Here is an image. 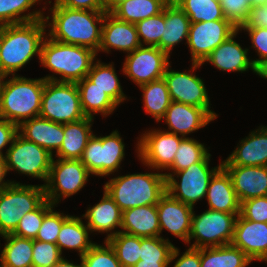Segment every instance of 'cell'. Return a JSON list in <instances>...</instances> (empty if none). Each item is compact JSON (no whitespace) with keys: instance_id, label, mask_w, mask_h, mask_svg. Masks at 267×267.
<instances>
[{"instance_id":"obj_1","label":"cell","mask_w":267,"mask_h":267,"mask_svg":"<svg viewBox=\"0 0 267 267\" xmlns=\"http://www.w3.org/2000/svg\"><path fill=\"white\" fill-rule=\"evenodd\" d=\"M50 11L51 18L44 16L46 27L50 28L48 37L99 52L106 11L71 9L56 4Z\"/></svg>"},{"instance_id":"obj_2","label":"cell","mask_w":267,"mask_h":267,"mask_svg":"<svg viewBox=\"0 0 267 267\" xmlns=\"http://www.w3.org/2000/svg\"><path fill=\"white\" fill-rule=\"evenodd\" d=\"M46 31L44 19L2 26L0 73L3 77L15 76L34 55L39 56L40 60Z\"/></svg>"},{"instance_id":"obj_3","label":"cell","mask_w":267,"mask_h":267,"mask_svg":"<svg viewBox=\"0 0 267 267\" xmlns=\"http://www.w3.org/2000/svg\"><path fill=\"white\" fill-rule=\"evenodd\" d=\"M98 54L86 47L66 44L46 36L40 54V63L53 74L46 75L45 80L58 82H78L87 77Z\"/></svg>"},{"instance_id":"obj_4","label":"cell","mask_w":267,"mask_h":267,"mask_svg":"<svg viewBox=\"0 0 267 267\" xmlns=\"http://www.w3.org/2000/svg\"><path fill=\"white\" fill-rule=\"evenodd\" d=\"M0 86V117L19 126L40 115L45 79H28L15 75Z\"/></svg>"},{"instance_id":"obj_5","label":"cell","mask_w":267,"mask_h":267,"mask_svg":"<svg viewBox=\"0 0 267 267\" xmlns=\"http://www.w3.org/2000/svg\"><path fill=\"white\" fill-rule=\"evenodd\" d=\"M104 190L123 212L139 206L155 205L166 193L164 173H134L111 178Z\"/></svg>"},{"instance_id":"obj_6","label":"cell","mask_w":267,"mask_h":267,"mask_svg":"<svg viewBox=\"0 0 267 267\" xmlns=\"http://www.w3.org/2000/svg\"><path fill=\"white\" fill-rule=\"evenodd\" d=\"M45 199L43 185L11 183L0 189V236L12 234L21 218Z\"/></svg>"},{"instance_id":"obj_7","label":"cell","mask_w":267,"mask_h":267,"mask_svg":"<svg viewBox=\"0 0 267 267\" xmlns=\"http://www.w3.org/2000/svg\"><path fill=\"white\" fill-rule=\"evenodd\" d=\"M39 116L61 124L86 118L76 83L45 80Z\"/></svg>"},{"instance_id":"obj_8","label":"cell","mask_w":267,"mask_h":267,"mask_svg":"<svg viewBox=\"0 0 267 267\" xmlns=\"http://www.w3.org/2000/svg\"><path fill=\"white\" fill-rule=\"evenodd\" d=\"M211 154L201 162L173 173H164L166 192L174 199L194 208V204L206 197L208 185L213 175L222 167V163L209 168ZM176 175V176H175ZM180 177V182L176 178Z\"/></svg>"},{"instance_id":"obj_9","label":"cell","mask_w":267,"mask_h":267,"mask_svg":"<svg viewBox=\"0 0 267 267\" xmlns=\"http://www.w3.org/2000/svg\"><path fill=\"white\" fill-rule=\"evenodd\" d=\"M238 215L209 209L200 215L193 212L188 243L190 245L193 238L195 241L190 247L199 249L231 244Z\"/></svg>"},{"instance_id":"obj_10","label":"cell","mask_w":267,"mask_h":267,"mask_svg":"<svg viewBox=\"0 0 267 267\" xmlns=\"http://www.w3.org/2000/svg\"><path fill=\"white\" fill-rule=\"evenodd\" d=\"M90 174L81 160L53 158L47 181L42 184L45 198L56 205L60 198L73 196L85 186Z\"/></svg>"},{"instance_id":"obj_11","label":"cell","mask_w":267,"mask_h":267,"mask_svg":"<svg viewBox=\"0 0 267 267\" xmlns=\"http://www.w3.org/2000/svg\"><path fill=\"white\" fill-rule=\"evenodd\" d=\"M122 140L117 130L107 136L93 134L90 137L80 160L91 175L103 177L118 172L125 156V144Z\"/></svg>"},{"instance_id":"obj_12","label":"cell","mask_w":267,"mask_h":267,"mask_svg":"<svg viewBox=\"0 0 267 267\" xmlns=\"http://www.w3.org/2000/svg\"><path fill=\"white\" fill-rule=\"evenodd\" d=\"M7 173L11 170L47 181L53 155L46 149L16 134L5 153Z\"/></svg>"},{"instance_id":"obj_13","label":"cell","mask_w":267,"mask_h":267,"mask_svg":"<svg viewBox=\"0 0 267 267\" xmlns=\"http://www.w3.org/2000/svg\"><path fill=\"white\" fill-rule=\"evenodd\" d=\"M154 129L143 133L137 142V156L150 169L167 170L174 161L181 140L180 135L167 130Z\"/></svg>"},{"instance_id":"obj_14","label":"cell","mask_w":267,"mask_h":267,"mask_svg":"<svg viewBox=\"0 0 267 267\" xmlns=\"http://www.w3.org/2000/svg\"><path fill=\"white\" fill-rule=\"evenodd\" d=\"M200 66L202 64L192 63V71L179 72L172 70L169 64L163 78L167 83L171 101L206 108L209 112H213V116L217 118L218 115L210 109V100L204 80L200 79L195 73L193 74Z\"/></svg>"},{"instance_id":"obj_15","label":"cell","mask_w":267,"mask_h":267,"mask_svg":"<svg viewBox=\"0 0 267 267\" xmlns=\"http://www.w3.org/2000/svg\"><path fill=\"white\" fill-rule=\"evenodd\" d=\"M238 29L229 20L191 23L187 45L192 63L202 64L210 53Z\"/></svg>"},{"instance_id":"obj_16","label":"cell","mask_w":267,"mask_h":267,"mask_svg":"<svg viewBox=\"0 0 267 267\" xmlns=\"http://www.w3.org/2000/svg\"><path fill=\"white\" fill-rule=\"evenodd\" d=\"M169 56L158 47L140 46L127 54L123 73L138 86L163 78Z\"/></svg>"},{"instance_id":"obj_17","label":"cell","mask_w":267,"mask_h":267,"mask_svg":"<svg viewBox=\"0 0 267 267\" xmlns=\"http://www.w3.org/2000/svg\"><path fill=\"white\" fill-rule=\"evenodd\" d=\"M160 234L166 229L188 244L194 208L172 198L167 192L157 203Z\"/></svg>"},{"instance_id":"obj_18","label":"cell","mask_w":267,"mask_h":267,"mask_svg":"<svg viewBox=\"0 0 267 267\" xmlns=\"http://www.w3.org/2000/svg\"><path fill=\"white\" fill-rule=\"evenodd\" d=\"M165 124L168 125V132L186 138L187 134L207 126L216 118L213 112L206 108H199L193 105L171 101L165 115Z\"/></svg>"},{"instance_id":"obj_19","label":"cell","mask_w":267,"mask_h":267,"mask_svg":"<svg viewBox=\"0 0 267 267\" xmlns=\"http://www.w3.org/2000/svg\"><path fill=\"white\" fill-rule=\"evenodd\" d=\"M140 46L142 45L135 24L119 20L111 13H105L99 51L109 53L112 48L128 54Z\"/></svg>"},{"instance_id":"obj_20","label":"cell","mask_w":267,"mask_h":267,"mask_svg":"<svg viewBox=\"0 0 267 267\" xmlns=\"http://www.w3.org/2000/svg\"><path fill=\"white\" fill-rule=\"evenodd\" d=\"M231 245L240 248L252 261L267 253V223L237 216Z\"/></svg>"},{"instance_id":"obj_21","label":"cell","mask_w":267,"mask_h":267,"mask_svg":"<svg viewBox=\"0 0 267 267\" xmlns=\"http://www.w3.org/2000/svg\"><path fill=\"white\" fill-rule=\"evenodd\" d=\"M230 175L241 202L267 196V166H222Z\"/></svg>"},{"instance_id":"obj_22","label":"cell","mask_w":267,"mask_h":267,"mask_svg":"<svg viewBox=\"0 0 267 267\" xmlns=\"http://www.w3.org/2000/svg\"><path fill=\"white\" fill-rule=\"evenodd\" d=\"M222 166H267V126L249 133Z\"/></svg>"},{"instance_id":"obj_23","label":"cell","mask_w":267,"mask_h":267,"mask_svg":"<svg viewBox=\"0 0 267 267\" xmlns=\"http://www.w3.org/2000/svg\"><path fill=\"white\" fill-rule=\"evenodd\" d=\"M239 30L232 34L227 40L215 48L210 55L203 61L209 62L217 69L228 72H245L251 69L256 73V67L248 57L247 48H242L234 38Z\"/></svg>"},{"instance_id":"obj_24","label":"cell","mask_w":267,"mask_h":267,"mask_svg":"<svg viewBox=\"0 0 267 267\" xmlns=\"http://www.w3.org/2000/svg\"><path fill=\"white\" fill-rule=\"evenodd\" d=\"M18 133L25 139L46 149L52 155L54 149L55 152L60 149L64 140L63 124L40 116L22 122L18 126Z\"/></svg>"},{"instance_id":"obj_25","label":"cell","mask_w":267,"mask_h":267,"mask_svg":"<svg viewBox=\"0 0 267 267\" xmlns=\"http://www.w3.org/2000/svg\"><path fill=\"white\" fill-rule=\"evenodd\" d=\"M103 192L104 194L100 202L93 205V207H89L82 217L88 220L86 225L89 227L91 233L95 231L108 233L105 239L106 241L119 232L114 229L116 227L121 228L122 211L109 194L105 190Z\"/></svg>"},{"instance_id":"obj_26","label":"cell","mask_w":267,"mask_h":267,"mask_svg":"<svg viewBox=\"0 0 267 267\" xmlns=\"http://www.w3.org/2000/svg\"><path fill=\"white\" fill-rule=\"evenodd\" d=\"M209 210L240 214V201L227 171L221 167L210 179L206 197Z\"/></svg>"},{"instance_id":"obj_27","label":"cell","mask_w":267,"mask_h":267,"mask_svg":"<svg viewBox=\"0 0 267 267\" xmlns=\"http://www.w3.org/2000/svg\"><path fill=\"white\" fill-rule=\"evenodd\" d=\"M120 232L138 237H160L157 204L130 208L122 212Z\"/></svg>"},{"instance_id":"obj_28","label":"cell","mask_w":267,"mask_h":267,"mask_svg":"<svg viewBox=\"0 0 267 267\" xmlns=\"http://www.w3.org/2000/svg\"><path fill=\"white\" fill-rule=\"evenodd\" d=\"M190 25V19L185 12L176 2L170 0L165 6V28L157 47L169 56L178 43L184 39L187 43Z\"/></svg>"},{"instance_id":"obj_29","label":"cell","mask_w":267,"mask_h":267,"mask_svg":"<svg viewBox=\"0 0 267 267\" xmlns=\"http://www.w3.org/2000/svg\"><path fill=\"white\" fill-rule=\"evenodd\" d=\"M94 118L86 117L76 122L63 124L64 140L55 156L60 159L80 160L93 135L91 130Z\"/></svg>"},{"instance_id":"obj_30","label":"cell","mask_w":267,"mask_h":267,"mask_svg":"<svg viewBox=\"0 0 267 267\" xmlns=\"http://www.w3.org/2000/svg\"><path fill=\"white\" fill-rule=\"evenodd\" d=\"M80 94L81 107L86 117L94 118L101 113L103 117L113 113L119 106L108 94L96 87L87 77L76 82Z\"/></svg>"},{"instance_id":"obj_31","label":"cell","mask_w":267,"mask_h":267,"mask_svg":"<svg viewBox=\"0 0 267 267\" xmlns=\"http://www.w3.org/2000/svg\"><path fill=\"white\" fill-rule=\"evenodd\" d=\"M89 227L81 217L69 216L63 223L56 244L61 253L62 249L77 250L83 256L95 243L89 239Z\"/></svg>"},{"instance_id":"obj_32","label":"cell","mask_w":267,"mask_h":267,"mask_svg":"<svg viewBox=\"0 0 267 267\" xmlns=\"http://www.w3.org/2000/svg\"><path fill=\"white\" fill-rule=\"evenodd\" d=\"M251 262L240 248L231 244L200 248L201 267H247Z\"/></svg>"},{"instance_id":"obj_33","label":"cell","mask_w":267,"mask_h":267,"mask_svg":"<svg viewBox=\"0 0 267 267\" xmlns=\"http://www.w3.org/2000/svg\"><path fill=\"white\" fill-rule=\"evenodd\" d=\"M1 237L6 243L0 254V267H32L33 239L14 234Z\"/></svg>"},{"instance_id":"obj_34","label":"cell","mask_w":267,"mask_h":267,"mask_svg":"<svg viewBox=\"0 0 267 267\" xmlns=\"http://www.w3.org/2000/svg\"><path fill=\"white\" fill-rule=\"evenodd\" d=\"M170 0H127L119 4L111 14L117 19L136 24L163 12Z\"/></svg>"},{"instance_id":"obj_35","label":"cell","mask_w":267,"mask_h":267,"mask_svg":"<svg viewBox=\"0 0 267 267\" xmlns=\"http://www.w3.org/2000/svg\"><path fill=\"white\" fill-rule=\"evenodd\" d=\"M139 88L143 92V106L146 113L153 116L157 122H160L171 103L165 79L160 78L151 81L139 86Z\"/></svg>"},{"instance_id":"obj_36","label":"cell","mask_w":267,"mask_h":267,"mask_svg":"<svg viewBox=\"0 0 267 267\" xmlns=\"http://www.w3.org/2000/svg\"><path fill=\"white\" fill-rule=\"evenodd\" d=\"M96 62V63H95ZM87 78L92 81L97 88L108 94L118 105L126 100V95L123 93L120 80L113 65L94 61Z\"/></svg>"},{"instance_id":"obj_37","label":"cell","mask_w":267,"mask_h":267,"mask_svg":"<svg viewBox=\"0 0 267 267\" xmlns=\"http://www.w3.org/2000/svg\"><path fill=\"white\" fill-rule=\"evenodd\" d=\"M39 1L41 0H0V26L44 19L43 10L22 15Z\"/></svg>"},{"instance_id":"obj_38","label":"cell","mask_w":267,"mask_h":267,"mask_svg":"<svg viewBox=\"0 0 267 267\" xmlns=\"http://www.w3.org/2000/svg\"><path fill=\"white\" fill-rule=\"evenodd\" d=\"M189 17L191 23L228 20L219 0H173Z\"/></svg>"},{"instance_id":"obj_39","label":"cell","mask_w":267,"mask_h":267,"mask_svg":"<svg viewBox=\"0 0 267 267\" xmlns=\"http://www.w3.org/2000/svg\"><path fill=\"white\" fill-rule=\"evenodd\" d=\"M106 241L114 249L122 267H132L140 260V237L120 231Z\"/></svg>"},{"instance_id":"obj_40","label":"cell","mask_w":267,"mask_h":267,"mask_svg":"<svg viewBox=\"0 0 267 267\" xmlns=\"http://www.w3.org/2000/svg\"><path fill=\"white\" fill-rule=\"evenodd\" d=\"M209 154L204 144L193 138H183L176 150L173 164L167 169L175 173L194 163L201 162Z\"/></svg>"},{"instance_id":"obj_41","label":"cell","mask_w":267,"mask_h":267,"mask_svg":"<svg viewBox=\"0 0 267 267\" xmlns=\"http://www.w3.org/2000/svg\"><path fill=\"white\" fill-rule=\"evenodd\" d=\"M174 245L163 237H140V260L144 262H170Z\"/></svg>"},{"instance_id":"obj_42","label":"cell","mask_w":267,"mask_h":267,"mask_svg":"<svg viewBox=\"0 0 267 267\" xmlns=\"http://www.w3.org/2000/svg\"><path fill=\"white\" fill-rule=\"evenodd\" d=\"M135 26L142 46L157 47L165 28V8L160 14L141 20Z\"/></svg>"},{"instance_id":"obj_43","label":"cell","mask_w":267,"mask_h":267,"mask_svg":"<svg viewBox=\"0 0 267 267\" xmlns=\"http://www.w3.org/2000/svg\"><path fill=\"white\" fill-rule=\"evenodd\" d=\"M52 207L55 206L45 199L35 210L26 213L21 218L12 234L23 238L35 239L42 225L44 215Z\"/></svg>"},{"instance_id":"obj_44","label":"cell","mask_w":267,"mask_h":267,"mask_svg":"<svg viewBox=\"0 0 267 267\" xmlns=\"http://www.w3.org/2000/svg\"><path fill=\"white\" fill-rule=\"evenodd\" d=\"M104 244L95 243L80 257L83 267H122L114 249L107 241H104Z\"/></svg>"},{"instance_id":"obj_45","label":"cell","mask_w":267,"mask_h":267,"mask_svg":"<svg viewBox=\"0 0 267 267\" xmlns=\"http://www.w3.org/2000/svg\"><path fill=\"white\" fill-rule=\"evenodd\" d=\"M62 257L57 244L33 239L32 267H51Z\"/></svg>"},{"instance_id":"obj_46","label":"cell","mask_w":267,"mask_h":267,"mask_svg":"<svg viewBox=\"0 0 267 267\" xmlns=\"http://www.w3.org/2000/svg\"><path fill=\"white\" fill-rule=\"evenodd\" d=\"M52 207L45 215L42 225L35 238L37 241L51 242L56 244L62 223L70 216L53 210Z\"/></svg>"},{"instance_id":"obj_47","label":"cell","mask_w":267,"mask_h":267,"mask_svg":"<svg viewBox=\"0 0 267 267\" xmlns=\"http://www.w3.org/2000/svg\"><path fill=\"white\" fill-rule=\"evenodd\" d=\"M224 17L239 29L251 10L250 0H219Z\"/></svg>"},{"instance_id":"obj_48","label":"cell","mask_w":267,"mask_h":267,"mask_svg":"<svg viewBox=\"0 0 267 267\" xmlns=\"http://www.w3.org/2000/svg\"><path fill=\"white\" fill-rule=\"evenodd\" d=\"M240 215L253 222L267 223V196L250 198L241 202Z\"/></svg>"},{"instance_id":"obj_49","label":"cell","mask_w":267,"mask_h":267,"mask_svg":"<svg viewBox=\"0 0 267 267\" xmlns=\"http://www.w3.org/2000/svg\"><path fill=\"white\" fill-rule=\"evenodd\" d=\"M248 32L253 48L258 53L259 59L252 60L255 67L267 61V28H239Z\"/></svg>"},{"instance_id":"obj_50","label":"cell","mask_w":267,"mask_h":267,"mask_svg":"<svg viewBox=\"0 0 267 267\" xmlns=\"http://www.w3.org/2000/svg\"><path fill=\"white\" fill-rule=\"evenodd\" d=\"M179 252V249L177 247H174L170 258V263L173 262V260H176L173 267H201L200 248L195 249L189 247L185 252H183L180 258H178L180 254Z\"/></svg>"},{"instance_id":"obj_51","label":"cell","mask_w":267,"mask_h":267,"mask_svg":"<svg viewBox=\"0 0 267 267\" xmlns=\"http://www.w3.org/2000/svg\"><path fill=\"white\" fill-rule=\"evenodd\" d=\"M240 28H267V3L253 5Z\"/></svg>"},{"instance_id":"obj_52","label":"cell","mask_w":267,"mask_h":267,"mask_svg":"<svg viewBox=\"0 0 267 267\" xmlns=\"http://www.w3.org/2000/svg\"><path fill=\"white\" fill-rule=\"evenodd\" d=\"M54 4L71 9L106 11L104 0H54Z\"/></svg>"},{"instance_id":"obj_53","label":"cell","mask_w":267,"mask_h":267,"mask_svg":"<svg viewBox=\"0 0 267 267\" xmlns=\"http://www.w3.org/2000/svg\"><path fill=\"white\" fill-rule=\"evenodd\" d=\"M18 133V126L0 117V157H5L3 149L12 144L13 139Z\"/></svg>"},{"instance_id":"obj_54","label":"cell","mask_w":267,"mask_h":267,"mask_svg":"<svg viewBox=\"0 0 267 267\" xmlns=\"http://www.w3.org/2000/svg\"><path fill=\"white\" fill-rule=\"evenodd\" d=\"M7 175V170H6V164H5V159L4 157H0V189L12 184H20V182H15V181H5V176Z\"/></svg>"},{"instance_id":"obj_55","label":"cell","mask_w":267,"mask_h":267,"mask_svg":"<svg viewBox=\"0 0 267 267\" xmlns=\"http://www.w3.org/2000/svg\"><path fill=\"white\" fill-rule=\"evenodd\" d=\"M170 262H144L143 260H139L132 267H169Z\"/></svg>"},{"instance_id":"obj_56","label":"cell","mask_w":267,"mask_h":267,"mask_svg":"<svg viewBox=\"0 0 267 267\" xmlns=\"http://www.w3.org/2000/svg\"><path fill=\"white\" fill-rule=\"evenodd\" d=\"M127 0H104V7L107 13H111L119 4Z\"/></svg>"},{"instance_id":"obj_57","label":"cell","mask_w":267,"mask_h":267,"mask_svg":"<svg viewBox=\"0 0 267 267\" xmlns=\"http://www.w3.org/2000/svg\"><path fill=\"white\" fill-rule=\"evenodd\" d=\"M51 267H83V264H82V261H80V265L79 264L76 265L73 262H70L67 259H64V257H62L59 261H57Z\"/></svg>"},{"instance_id":"obj_58","label":"cell","mask_w":267,"mask_h":267,"mask_svg":"<svg viewBox=\"0 0 267 267\" xmlns=\"http://www.w3.org/2000/svg\"><path fill=\"white\" fill-rule=\"evenodd\" d=\"M256 74L261 78L267 79V61L262 62L256 67Z\"/></svg>"},{"instance_id":"obj_59","label":"cell","mask_w":267,"mask_h":267,"mask_svg":"<svg viewBox=\"0 0 267 267\" xmlns=\"http://www.w3.org/2000/svg\"><path fill=\"white\" fill-rule=\"evenodd\" d=\"M250 3L253 6V5L267 3V0H250Z\"/></svg>"},{"instance_id":"obj_60","label":"cell","mask_w":267,"mask_h":267,"mask_svg":"<svg viewBox=\"0 0 267 267\" xmlns=\"http://www.w3.org/2000/svg\"><path fill=\"white\" fill-rule=\"evenodd\" d=\"M1 44H2V26H0V49H1ZM0 77H3L1 73Z\"/></svg>"},{"instance_id":"obj_61","label":"cell","mask_w":267,"mask_h":267,"mask_svg":"<svg viewBox=\"0 0 267 267\" xmlns=\"http://www.w3.org/2000/svg\"><path fill=\"white\" fill-rule=\"evenodd\" d=\"M259 261L267 262V253Z\"/></svg>"},{"instance_id":"obj_62","label":"cell","mask_w":267,"mask_h":267,"mask_svg":"<svg viewBox=\"0 0 267 267\" xmlns=\"http://www.w3.org/2000/svg\"><path fill=\"white\" fill-rule=\"evenodd\" d=\"M2 78H3V77H0V86H1V83H2Z\"/></svg>"}]
</instances>
